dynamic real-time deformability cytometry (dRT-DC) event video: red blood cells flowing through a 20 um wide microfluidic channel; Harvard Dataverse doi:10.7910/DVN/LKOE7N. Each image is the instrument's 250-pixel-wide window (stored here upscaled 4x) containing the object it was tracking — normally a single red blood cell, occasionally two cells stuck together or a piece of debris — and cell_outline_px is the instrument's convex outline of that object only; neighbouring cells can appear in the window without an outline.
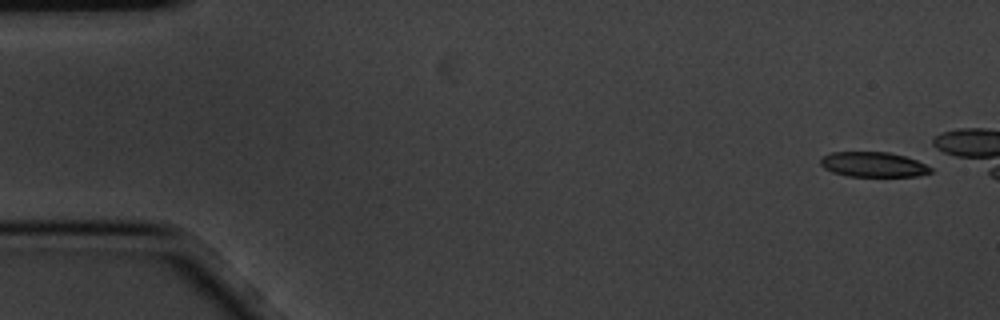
{"species": "common noctule bat (a hibernating species)", "species_latin": "Nyctalus noctula", "temperature_condition": "cold", "stored_images_in_passage": 5, "camera_frame_rate_fps": 3000, "um_per_image_px": 0.085, "animal": {"sex": "male", "body_mass_g": 20.1, "forearm_length_mm": 53.5}, "frame": {"image": 1, "passage_image": 1, "time_ms": 0.0, "image_size_px": [1000, 320], "cell_outline_px": [[932, 172], [916, 176], [848, 176], [832, 172], [824, 168], [820, 164], [820, 160], [824, 156], [832, 152], [888, 152], [904, 156], [916, 160], [932, 168]], "centroid_in_image_um": [74.21, 13.98], "position_along_channel_um": 10.8, "area_um2": 15.9}}